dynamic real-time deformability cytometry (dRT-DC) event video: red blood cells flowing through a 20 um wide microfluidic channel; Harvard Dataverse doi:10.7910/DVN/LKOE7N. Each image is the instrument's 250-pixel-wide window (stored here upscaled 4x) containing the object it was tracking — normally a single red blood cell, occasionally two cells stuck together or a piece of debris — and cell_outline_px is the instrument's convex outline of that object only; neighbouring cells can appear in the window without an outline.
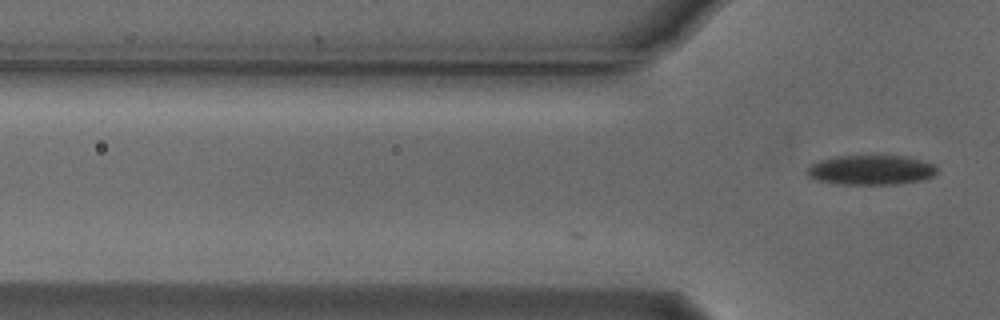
{"species": "Egyptian fruit bat (a non-hibernating species)", "species_latin": "Rousettus aegyptiacus", "temperature_condition": "cold", "stored_images_in_passage": 3, "camera_frame_rate_fps": 3000, "um_per_image_px": 0.085, "animal": {"sex": "male"}, "frame": {"image": 1, "passage_image": 3, "time_ms": 0.667, "image_size_px": [1000, 320], "cell_outline_px": [[940, 172], [924, 180], [896, 184], [836, 184], [816, 180], [808, 176], [808, 168], [812, 164], [820, 160], [836, 156], [908, 156], [936, 164], [940, 168]], "centroid_in_image_um": [74.12, 14.45], "position_along_channel_um": 51.7, "area_um2": 22.77}}